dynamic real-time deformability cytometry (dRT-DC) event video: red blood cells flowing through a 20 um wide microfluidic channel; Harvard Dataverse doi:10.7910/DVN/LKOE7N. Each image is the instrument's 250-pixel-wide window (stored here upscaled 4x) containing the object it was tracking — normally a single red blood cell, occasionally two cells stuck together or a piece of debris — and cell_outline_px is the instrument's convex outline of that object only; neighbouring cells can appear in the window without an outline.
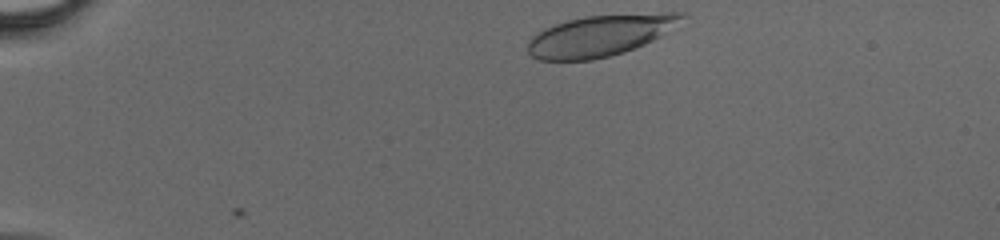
{"species": "human", "species_latin": "Homo sapiens", "temperature_condition": "cold", "stored_images_in_passage": 34, "camera_frame_rate_fps": 3000, "um_per_image_px": 0.085, "donor": {"sex": "male"}, "frame": {"image": 1, "passage_image": 1, "time_ms": 0.0, "image_size_px": [1000, 240], "cell_outline_px": [[684, 16], [660, 36], [644, 44], [624, 52], [592, 60], [540, 60], [532, 56], [528, 52], [528, 40], [536, 32], [544, 28], [568, 20], [584, 16], [664, 12], [684, 12]], "centroid_in_image_um": [50.94, 3.02], "position_along_channel_um": 34.1, "area_um2": 36.59}}
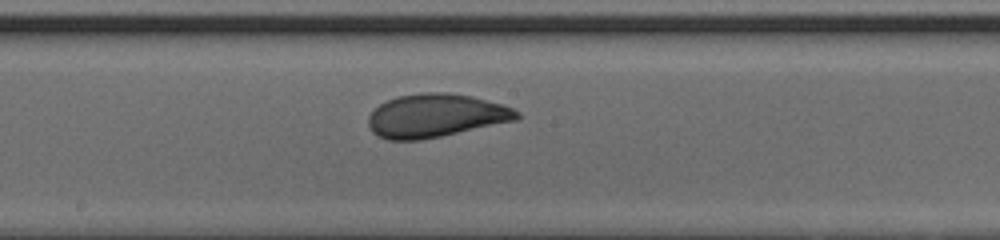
{"frame": {"image": 2, "passage_image": 18, "time_ms": 5.667, "image_size_px": [1000, 240], "cell_outline_px": [[520, 116], [516, 120], [440, 136], [420, 140], [388, 140], [372, 132], [368, 124], [368, 116], [380, 104], [396, 96], [420, 92], [444, 92], [472, 96], [504, 104], [520, 112]], "centroid_in_image_um": [37.03, 9.82], "position_along_channel_um": 211.2, "area_um2": 37.45}}
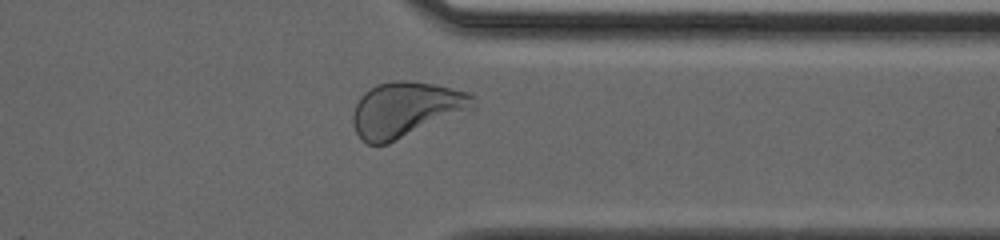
{"frame": {"image": 3, "passage_image": 29, "time_ms": 9.333, "image_size_px": [1000, 240], "cell_outline_px": [[476, 108], [472, 112], [388, 144], [368, 144], [360, 140], [356, 132], [352, 120], [352, 112], [360, 96], [364, 92], [376, 84], [392, 80], [408, 80], [436, 84], [472, 92], [476, 96]], "centroid_in_image_um": [34.6, 9.31], "position_along_channel_um": 376.8, "area_um2": 40.17}}